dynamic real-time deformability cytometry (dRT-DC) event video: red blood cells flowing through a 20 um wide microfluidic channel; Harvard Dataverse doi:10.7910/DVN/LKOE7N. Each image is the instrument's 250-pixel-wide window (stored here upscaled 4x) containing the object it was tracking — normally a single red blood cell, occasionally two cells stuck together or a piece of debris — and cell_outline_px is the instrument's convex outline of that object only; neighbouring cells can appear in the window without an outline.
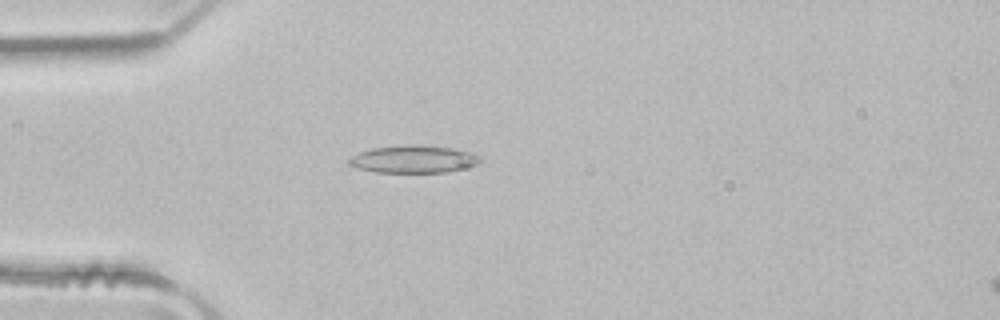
{"species": "common noctule bat (a hibernating species)", "species_latin": "Nyctalus noctula", "temperature_condition": "room temperature", "stored_images_in_passage": 1, "camera_frame_rate_fps": 3000, "um_per_image_px": 0.085, "animal": {"sex": "male", "body_mass_g": 21.5, "forearm_length_mm": 52.0}, "frame": {"image": 1, "passage_image": 1, "time_ms": 0.0, "image_size_px": [1000, 320], "cell_outline_px": [[480, 160], [476, 164], [448, 172], [376, 172], [360, 168], [348, 164], [348, 160], [352, 156], [360, 152], [372, 148], [408, 144], [416, 144], [452, 148], [472, 152], [480, 156]], "centroid_in_image_um": [35.15, 13.52], "position_along_channel_um": 49.9, "area_um2": 20.87}}